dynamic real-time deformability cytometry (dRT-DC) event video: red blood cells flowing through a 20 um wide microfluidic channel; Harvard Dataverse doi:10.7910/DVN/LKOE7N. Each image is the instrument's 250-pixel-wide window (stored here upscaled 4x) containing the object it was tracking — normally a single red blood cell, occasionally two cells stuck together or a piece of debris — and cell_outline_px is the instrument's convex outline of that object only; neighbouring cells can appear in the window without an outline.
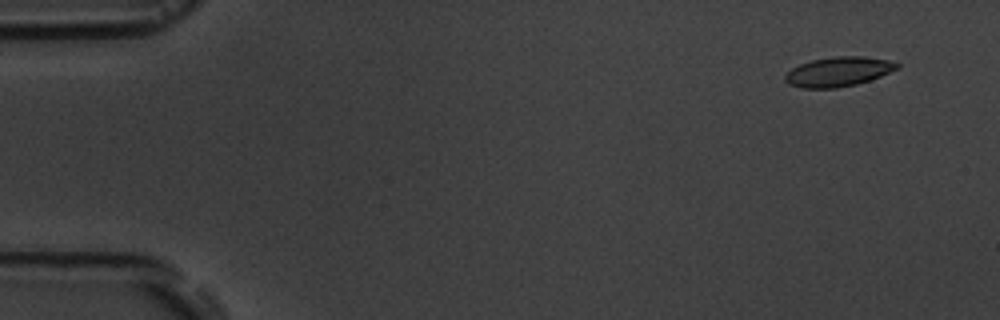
{"species": "common noctule bat (a hibernating species)", "species_latin": "Nyctalus noctula", "temperature_condition": "room temperature", "stored_images_in_passage": 16, "camera_frame_rate_fps": 3000, "um_per_image_px": 0.085, "animal": {"sex": "male", "body_mass_g": 19.5, "forearm_length_mm": 54.6}, "frame": {"image": 1, "passage_image": 1, "time_ms": 0.0, "image_size_px": [1000, 320], "cell_outline_px": [[900, 68], [880, 76], [856, 84], [836, 88], [800, 88], [788, 84], [784, 80], [784, 76], [792, 68], [800, 64], [812, 60], [836, 56], [864, 56], [888, 60], [900, 64]], "centroid_in_image_um": [71.25, 6.09], "position_along_channel_um": 13.7, "area_um2": 19.25}}
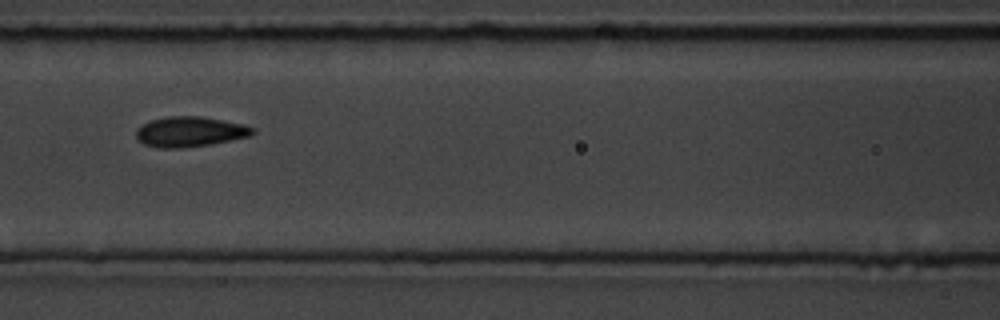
{"frame": {"image": 2, "passage_image": 7, "time_ms": 7.0, "image_size_px": [1000, 320], "cell_outline_px": [[256, 132], [252, 136], [212, 144], [180, 148], [160, 148], [144, 144], [136, 136], [136, 128], [152, 120], [168, 116], [200, 116], [244, 124], [256, 128]], "centroid_in_image_um": [16.2, 11.2], "position_along_channel_um": 150.4, "area_um2": 20.58}}
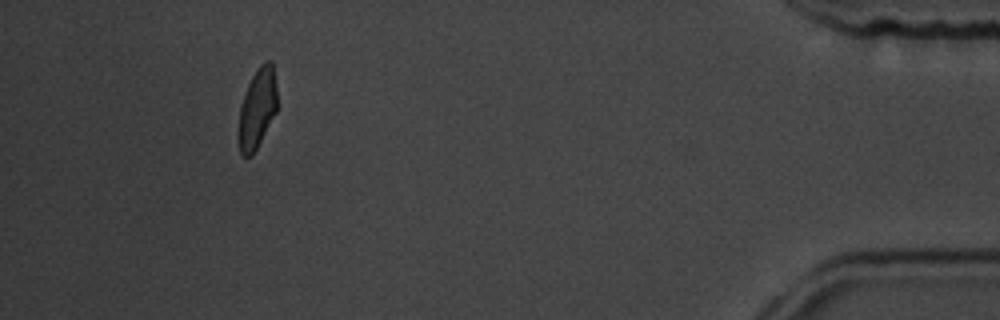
{"frame": {"image": 3, "passage_image": 15, "time_ms": 16.0, "image_size_px": [1000, 320], "cell_outline_px": [[276, 112], [252, 156], [244, 156], [240, 152], [236, 136], [236, 132], [240, 108], [248, 84], [252, 76], [260, 64], [264, 60], [272, 60], [276, 88]], "centroid_in_image_um": [21.83, 9.24], "position_along_channel_um": 413.4, "area_um2": 18.09}, "authors_computed_cell_mechanics": {"area_um2": 19.0162, "velocity_mm_per_s": 3.6366, "shape_relaxation_time_tau1_ms": 1.5508, "shape_relaxation_time_tau2_ms": 1.4972, "deformation_change_tau1": 0.1061, "deformation_change_tau2": 0.0699}}